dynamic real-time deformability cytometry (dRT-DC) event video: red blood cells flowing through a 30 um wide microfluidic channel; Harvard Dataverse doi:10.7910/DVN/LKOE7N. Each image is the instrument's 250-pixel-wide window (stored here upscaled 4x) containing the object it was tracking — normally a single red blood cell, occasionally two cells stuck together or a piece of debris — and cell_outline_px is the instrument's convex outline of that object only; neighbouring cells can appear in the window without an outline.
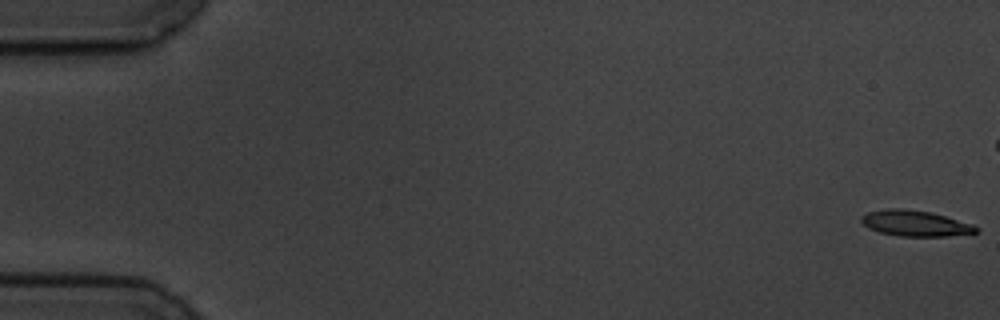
{"species": "common noctule bat (a hibernating species)", "species_latin": "Nyctalus noctula", "temperature_condition": "cold", "stored_images_in_passage": 7, "camera_frame_rate_fps": 3000, "um_per_image_px": 0.085, "animal": {"sex": "male", "body_mass_g": 19.5, "forearm_length_mm": 54.6}, "frame": {"image": 1, "passage_image": 1, "time_ms": 0.0, "image_size_px": [1000, 320], "cell_outline_px": [[980, 232], [948, 236], [900, 236], [880, 232], [868, 228], [860, 220], [860, 216], [868, 212], [888, 208], [900, 208], [932, 212], [972, 224], [980, 228]], "centroid_in_image_um": [77.81, 18.98], "position_along_channel_um": 7.2, "area_um2": 17.28}}
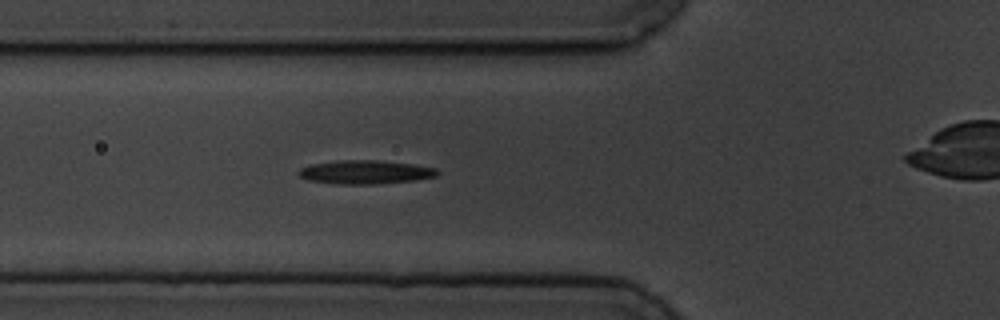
{"frame": {"image": 2, "passage_image": 6, "time_ms": 6.667, "image_size_px": [1000, 320], "cell_outline_px": [[440, 172], [436, 176], [416, 180], [376, 184], [336, 184], [308, 180], [300, 176], [296, 172], [300, 168], [312, 164], [336, 160], [384, 160], [412, 164], [436, 168]], "centroid_in_image_um": [31.05, 14.62], "position_along_channel_um": 94.8, "area_um2": 19.31}}